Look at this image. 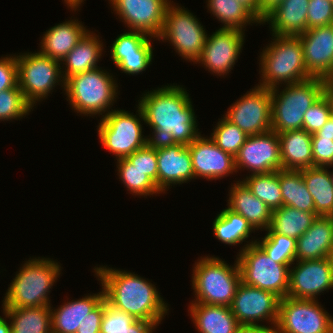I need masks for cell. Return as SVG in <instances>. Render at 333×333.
Masks as SVG:
<instances>
[{
	"instance_id": "obj_1",
	"label": "cell",
	"mask_w": 333,
	"mask_h": 333,
	"mask_svg": "<svg viewBox=\"0 0 333 333\" xmlns=\"http://www.w3.org/2000/svg\"><path fill=\"white\" fill-rule=\"evenodd\" d=\"M141 96L138 106L143 112L144 124L152 132V136L148 135L149 142L188 146L201 134L190 95L182 85H162Z\"/></svg>"
},
{
	"instance_id": "obj_3",
	"label": "cell",
	"mask_w": 333,
	"mask_h": 333,
	"mask_svg": "<svg viewBox=\"0 0 333 333\" xmlns=\"http://www.w3.org/2000/svg\"><path fill=\"white\" fill-rule=\"evenodd\" d=\"M21 265L8 285L2 308L51 307L48 295L62 273L61 264L50 258L34 257Z\"/></svg>"
},
{
	"instance_id": "obj_10",
	"label": "cell",
	"mask_w": 333,
	"mask_h": 333,
	"mask_svg": "<svg viewBox=\"0 0 333 333\" xmlns=\"http://www.w3.org/2000/svg\"><path fill=\"white\" fill-rule=\"evenodd\" d=\"M18 54L15 53L18 86L33 107L37 102L47 99L57 85L64 90L60 61L43 55L39 51Z\"/></svg>"
},
{
	"instance_id": "obj_32",
	"label": "cell",
	"mask_w": 333,
	"mask_h": 333,
	"mask_svg": "<svg viewBox=\"0 0 333 333\" xmlns=\"http://www.w3.org/2000/svg\"><path fill=\"white\" fill-rule=\"evenodd\" d=\"M11 333H52L51 307L2 308Z\"/></svg>"
},
{
	"instance_id": "obj_55",
	"label": "cell",
	"mask_w": 333,
	"mask_h": 333,
	"mask_svg": "<svg viewBox=\"0 0 333 333\" xmlns=\"http://www.w3.org/2000/svg\"><path fill=\"white\" fill-rule=\"evenodd\" d=\"M63 1V0H62ZM85 0H64L65 5H67V8L70 9V11H78L80 10V6Z\"/></svg>"
},
{
	"instance_id": "obj_22",
	"label": "cell",
	"mask_w": 333,
	"mask_h": 333,
	"mask_svg": "<svg viewBox=\"0 0 333 333\" xmlns=\"http://www.w3.org/2000/svg\"><path fill=\"white\" fill-rule=\"evenodd\" d=\"M296 245V261L330 257L333 249V216H320L301 235Z\"/></svg>"
},
{
	"instance_id": "obj_19",
	"label": "cell",
	"mask_w": 333,
	"mask_h": 333,
	"mask_svg": "<svg viewBox=\"0 0 333 333\" xmlns=\"http://www.w3.org/2000/svg\"><path fill=\"white\" fill-rule=\"evenodd\" d=\"M188 148L195 179L216 181L237 173L235 157L221 150L210 137L200 134Z\"/></svg>"
},
{
	"instance_id": "obj_31",
	"label": "cell",
	"mask_w": 333,
	"mask_h": 333,
	"mask_svg": "<svg viewBox=\"0 0 333 333\" xmlns=\"http://www.w3.org/2000/svg\"><path fill=\"white\" fill-rule=\"evenodd\" d=\"M303 180L320 216H333L332 174L329 167H310L301 169Z\"/></svg>"
},
{
	"instance_id": "obj_52",
	"label": "cell",
	"mask_w": 333,
	"mask_h": 333,
	"mask_svg": "<svg viewBox=\"0 0 333 333\" xmlns=\"http://www.w3.org/2000/svg\"><path fill=\"white\" fill-rule=\"evenodd\" d=\"M235 333H276L275 327L266 325H240Z\"/></svg>"
},
{
	"instance_id": "obj_17",
	"label": "cell",
	"mask_w": 333,
	"mask_h": 333,
	"mask_svg": "<svg viewBox=\"0 0 333 333\" xmlns=\"http://www.w3.org/2000/svg\"><path fill=\"white\" fill-rule=\"evenodd\" d=\"M113 12L127 31L143 32L155 39L164 25L165 11L171 0H108Z\"/></svg>"
},
{
	"instance_id": "obj_45",
	"label": "cell",
	"mask_w": 333,
	"mask_h": 333,
	"mask_svg": "<svg viewBox=\"0 0 333 333\" xmlns=\"http://www.w3.org/2000/svg\"><path fill=\"white\" fill-rule=\"evenodd\" d=\"M135 320L132 315L112 307L104 299L100 333H123Z\"/></svg>"
},
{
	"instance_id": "obj_39",
	"label": "cell",
	"mask_w": 333,
	"mask_h": 333,
	"mask_svg": "<svg viewBox=\"0 0 333 333\" xmlns=\"http://www.w3.org/2000/svg\"><path fill=\"white\" fill-rule=\"evenodd\" d=\"M210 138L221 150L235 157L248 135L223 116L213 128Z\"/></svg>"
},
{
	"instance_id": "obj_20",
	"label": "cell",
	"mask_w": 333,
	"mask_h": 333,
	"mask_svg": "<svg viewBox=\"0 0 333 333\" xmlns=\"http://www.w3.org/2000/svg\"><path fill=\"white\" fill-rule=\"evenodd\" d=\"M156 155L157 187L161 193L166 194L173 185L180 186L195 179L188 146L166 142L156 143Z\"/></svg>"
},
{
	"instance_id": "obj_5",
	"label": "cell",
	"mask_w": 333,
	"mask_h": 333,
	"mask_svg": "<svg viewBox=\"0 0 333 333\" xmlns=\"http://www.w3.org/2000/svg\"><path fill=\"white\" fill-rule=\"evenodd\" d=\"M113 77V73L99 67L68 78L64 91L72 110L81 116L105 117L113 110L119 95V86Z\"/></svg>"
},
{
	"instance_id": "obj_56",
	"label": "cell",
	"mask_w": 333,
	"mask_h": 333,
	"mask_svg": "<svg viewBox=\"0 0 333 333\" xmlns=\"http://www.w3.org/2000/svg\"><path fill=\"white\" fill-rule=\"evenodd\" d=\"M3 316L5 318L0 316V333H11L10 321L6 315L3 314Z\"/></svg>"
},
{
	"instance_id": "obj_58",
	"label": "cell",
	"mask_w": 333,
	"mask_h": 333,
	"mask_svg": "<svg viewBox=\"0 0 333 333\" xmlns=\"http://www.w3.org/2000/svg\"><path fill=\"white\" fill-rule=\"evenodd\" d=\"M330 259L332 261V266H333V249H332V252H331V255H330Z\"/></svg>"
},
{
	"instance_id": "obj_34",
	"label": "cell",
	"mask_w": 333,
	"mask_h": 333,
	"mask_svg": "<svg viewBox=\"0 0 333 333\" xmlns=\"http://www.w3.org/2000/svg\"><path fill=\"white\" fill-rule=\"evenodd\" d=\"M279 184L283 205L302 211L315 212L312 195L306 187L301 170H279Z\"/></svg>"
},
{
	"instance_id": "obj_13",
	"label": "cell",
	"mask_w": 333,
	"mask_h": 333,
	"mask_svg": "<svg viewBox=\"0 0 333 333\" xmlns=\"http://www.w3.org/2000/svg\"><path fill=\"white\" fill-rule=\"evenodd\" d=\"M271 89L255 85L230 105L224 117L248 136L271 130Z\"/></svg>"
},
{
	"instance_id": "obj_46",
	"label": "cell",
	"mask_w": 333,
	"mask_h": 333,
	"mask_svg": "<svg viewBox=\"0 0 333 333\" xmlns=\"http://www.w3.org/2000/svg\"><path fill=\"white\" fill-rule=\"evenodd\" d=\"M333 24V2L329 0H309L307 30Z\"/></svg>"
},
{
	"instance_id": "obj_35",
	"label": "cell",
	"mask_w": 333,
	"mask_h": 333,
	"mask_svg": "<svg viewBox=\"0 0 333 333\" xmlns=\"http://www.w3.org/2000/svg\"><path fill=\"white\" fill-rule=\"evenodd\" d=\"M206 2L211 16L213 15L222 23L223 26L220 28L239 29L245 32L248 25H261L237 0H207Z\"/></svg>"
},
{
	"instance_id": "obj_48",
	"label": "cell",
	"mask_w": 333,
	"mask_h": 333,
	"mask_svg": "<svg viewBox=\"0 0 333 333\" xmlns=\"http://www.w3.org/2000/svg\"><path fill=\"white\" fill-rule=\"evenodd\" d=\"M18 84L17 61L15 54L0 58V92Z\"/></svg>"
},
{
	"instance_id": "obj_59",
	"label": "cell",
	"mask_w": 333,
	"mask_h": 333,
	"mask_svg": "<svg viewBox=\"0 0 333 333\" xmlns=\"http://www.w3.org/2000/svg\"><path fill=\"white\" fill-rule=\"evenodd\" d=\"M331 117L333 118V105H332V108H331Z\"/></svg>"
},
{
	"instance_id": "obj_49",
	"label": "cell",
	"mask_w": 333,
	"mask_h": 333,
	"mask_svg": "<svg viewBox=\"0 0 333 333\" xmlns=\"http://www.w3.org/2000/svg\"><path fill=\"white\" fill-rule=\"evenodd\" d=\"M104 314V300L94 308L82 325H79L76 333H100L101 320Z\"/></svg>"
},
{
	"instance_id": "obj_26",
	"label": "cell",
	"mask_w": 333,
	"mask_h": 333,
	"mask_svg": "<svg viewBox=\"0 0 333 333\" xmlns=\"http://www.w3.org/2000/svg\"><path fill=\"white\" fill-rule=\"evenodd\" d=\"M308 6L309 0H284L262 24H269L271 34L299 37L307 30Z\"/></svg>"
},
{
	"instance_id": "obj_29",
	"label": "cell",
	"mask_w": 333,
	"mask_h": 333,
	"mask_svg": "<svg viewBox=\"0 0 333 333\" xmlns=\"http://www.w3.org/2000/svg\"><path fill=\"white\" fill-rule=\"evenodd\" d=\"M282 169L313 167L312 134L304 129L278 133Z\"/></svg>"
},
{
	"instance_id": "obj_28",
	"label": "cell",
	"mask_w": 333,
	"mask_h": 333,
	"mask_svg": "<svg viewBox=\"0 0 333 333\" xmlns=\"http://www.w3.org/2000/svg\"><path fill=\"white\" fill-rule=\"evenodd\" d=\"M188 312L199 333H235L240 327L227 306L191 302Z\"/></svg>"
},
{
	"instance_id": "obj_6",
	"label": "cell",
	"mask_w": 333,
	"mask_h": 333,
	"mask_svg": "<svg viewBox=\"0 0 333 333\" xmlns=\"http://www.w3.org/2000/svg\"><path fill=\"white\" fill-rule=\"evenodd\" d=\"M192 272L194 297L190 302L230 307L241 282L240 267L236 260L231 266L218 256H201Z\"/></svg>"
},
{
	"instance_id": "obj_40",
	"label": "cell",
	"mask_w": 333,
	"mask_h": 333,
	"mask_svg": "<svg viewBox=\"0 0 333 333\" xmlns=\"http://www.w3.org/2000/svg\"><path fill=\"white\" fill-rule=\"evenodd\" d=\"M33 109L18 84L0 92V121L21 120Z\"/></svg>"
},
{
	"instance_id": "obj_21",
	"label": "cell",
	"mask_w": 333,
	"mask_h": 333,
	"mask_svg": "<svg viewBox=\"0 0 333 333\" xmlns=\"http://www.w3.org/2000/svg\"><path fill=\"white\" fill-rule=\"evenodd\" d=\"M299 38L308 74L324 80L332 77L333 24L308 29Z\"/></svg>"
},
{
	"instance_id": "obj_14",
	"label": "cell",
	"mask_w": 333,
	"mask_h": 333,
	"mask_svg": "<svg viewBox=\"0 0 333 333\" xmlns=\"http://www.w3.org/2000/svg\"><path fill=\"white\" fill-rule=\"evenodd\" d=\"M279 303L280 298L274 293L247 285L241 281L236 289L230 309L240 325H262V322L267 321V326L275 327Z\"/></svg>"
},
{
	"instance_id": "obj_50",
	"label": "cell",
	"mask_w": 333,
	"mask_h": 333,
	"mask_svg": "<svg viewBox=\"0 0 333 333\" xmlns=\"http://www.w3.org/2000/svg\"><path fill=\"white\" fill-rule=\"evenodd\" d=\"M156 327L153 322L136 319L123 333H153Z\"/></svg>"
},
{
	"instance_id": "obj_9",
	"label": "cell",
	"mask_w": 333,
	"mask_h": 333,
	"mask_svg": "<svg viewBox=\"0 0 333 333\" xmlns=\"http://www.w3.org/2000/svg\"><path fill=\"white\" fill-rule=\"evenodd\" d=\"M205 29L196 15L171 1L166 8L163 29L157 41L169 42L182 59L195 64L207 39Z\"/></svg>"
},
{
	"instance_id": "obj_27",
	"label": "cell",
	"mask_w": 333,
	"mask_h": 333,
	"mask_svg": "<svg viewBox=\"0 0 333 333\" xmlns=\"http://www.w3.org/2000/svg\"><path fill=\"white\" fill-rule=\"evenodd\" d=\"M99 35L89 31L77 43V45L61 61V73L64 82L77 74L87 72L96 68L101 60L104 44Z\"/></svg>"
},
{
	"instance_id": "obj_8",
	"label": "cell",
	"mask_w": 333,
	"mask_h": 333,
	"mask_svg": "<svg viewBox=\"0 0 333 333\" xmlns=\"http://www.w3.org/2000/svg\"><path fill=\"white\" fill-rule=\"evenodd\" d=\"M136 108L138 109L135 115L133 112L116 108L100 118L97 125L99 141L116 157L115 160L126 158L149 142L148 136H144L142 131L143 112L138 105Z\"/></svg>"
},
{
	"instance_id": "obj_53",
	"label": "cell",
	"mask_w": 333,
	"mask_h": 333,
	"mask_svg": "<svg viewBox=\"0 0 333 333\" xmlns=\"http://www.w3.org/2000/svg\"><path fill=\"white\" fill-rule=\"evenodd\" d=\"M243 7H245L259 22L260 11L258 0H237Z\"/></svg>"
},
{
	"instance_id": "obj_18",
	"label": "cell",
	"mask_w": 333,
	"mask_h": 333,
	"mask_svg": "<svg viewBox=\"0 0 333 333\" xmlns=\"http://www.w3.org/2000/svg\"><path fill=\"white\" fill-rule=\"evenodd\" d=\"M237 172L247 170L252 174H267L282 169L278 133L250 135L235 156Z\"/></svg>"
},
{
	"instance_id": "obj_33",
	"label": "cell",
	"mask_w": 333,
	"mask_h": 333,
	"mask_svg": "<svg viewBox=\"0 0 333 333\" xmlns=\"http://www.w3.org/2000/svg\"><path fill=\"white\" fill-rule=\"evenodd\" d=\"M317 216L315 212L282 205L272 211L271 222L266 232H275L297 240L311 227Z\"/></svg>"
},
{
	"instance_id": "obj_41",
	"label": "cell",
	"mask_w": 333,
	"mask_h": 333,
	"mask_svg": "<svg viewBox=\"0 0 333 333\" xmlns=\"http://www.w3.org/2000/svg\"><path fill=\"white\" fill-rule=\"evenodd\" d=\"M153 37L139 31H124L117 36L110 47L111 59L116 65L125 55L138 54V51Z\"/></svg>"
},
{
	"instance_id": "obj_23",
	"label": "cell",
	"mask_w": 333,
	"mask_h": 333,
	"mask_svg": "<svg viewBox=\"0 0 333 333\" xmlns=\"http://www.w3.org/2000/svg\"><path fill=\"white\" fill-rule=\"evenodd\" d=\"M234 182L228 192V208L242 215L256 231H266L271 222L272 211L252 194L243 181L239 179Z\"/></svg>"
},
{
	"instance_id": "obj_37",
	"label": "cell",
	"mask_w": 333,
	"mask_h": 333,
	"mask_svg": "<svg viewBox=\"0 0 333 333\" xmlns=\"http://www.w3.org/2000/svg\"><path fill=\"white\" fill-rule=\"evenodd\" d=\"M116 163L117 175L130 194L145 198L162 194L145 172L134 167L126 158H119Z\"/></svg>"
},
{
	"instance_id": "obj_43",
	"label": "cell",
	"mask_w": 333,
	"mask_h": 333,
	"mask_svg": "<svg viewBox=\"0 0 333 333\" xmlns=\"http://www.w3.org/2000/svg\"><path fill=\"white\" fill-rule=\"evenodd\" d=\"M150 39L139 51L138 54L125 55L115 66L118 70L128 75L142 74L143 71L152 64L153 60V43Z\"/></svg>"
},
{
	"instance_id": "obj_7",
	"label": "cell",
	"mask_w": 333,
	"mask_h": 333,
	"mask_svg": "<svg viewBox=\"0 0 333 333\" xmlns=\"http://www.w3.org/2000/svg\"><path fill=\"white\" fill-rule=\"evenodd\" d=\"M281 90V91H280ZM326 92L325 80L305 81L271 89V130L283 133L303 129L305 112Z\"/></svg>"
},
{
	"instance_id": "obj_4",
	"label": "cell",
	"mask_w": 333,
	"mask_h": 333,
	"mask_svg": "<svg viewBox=\"0 0 333 333\" xmlns=\"http://www.w3.org/2000/svg\"><path fill=\"white\" fill-rule=\"evenodd\" d=\"M271 36V43L258 56L260 82L256 85L272 89L312 78L306 70L300 38L276 34Z\"/></svg>"
},
{
	"instance_id": "obj_42",
	"label": "cell",
	"mask_w": 333,
	"mask_h": 333,
	"mask_svg": "<svg viewBox=\"0 0 333 333\" xmlns=\"http://www.w3.org/2000/svg\"><path fill=\"white\" fill-rule=\"evenodd\" d=\"M333 102L325 92L306 112L303 120V129L310 134L316 133L331 118Z\"/></svg>"
},
{
	"instance_id": "obj_57",
	"label": "cell",
	"mask_w": 333,
	"mask_h": 333,
	"mask_svg": "<svg viewBox=\"0 0 333 333\" xmlns=\"http://www.w3.org/2000/svg\"><path fill=\"white\" fill-rule=\"evenodd\" d=\"M325 84H326V92L329 94L333 102V77L326 79Z\"/></svg>"
},
{
	"instance_id": "obj_16",
	"label": "cell",
	"mask_w": 333,
	"mask_h": 333,
	"mask_svg": "<svg viewBox=\"0 0 333 333\" xmlns=\"http://www.w3.org/2000/svg\"><path fill=\"white\" fill-rule=\"evenodd\" d=\"M295 262L289 269L287 297L318 300L320 293L333 289V266L330 257Z\"/></svg>"
},
{
	"instance_id": "obj_47",
	"label": "cell",
	"mask_w": 333,
	"mask_h": 333,
	"mask_svg": "<svg viewBox=\"0 0 333 333\" xmlns=\"http://www.w3.org/2000/svg\"><path fill=\"white\" fill-rule=\"evenodd\" d=\"M313 166L333 167V140L327 137H312Z\"/></svg>"
},
{
	"instance_id": "obj_38",
	"label": "cell",
	"mask_w": 333,
	"mask_h": 333,
	"mask_svg": "<svg viewBox=\"0 0 333 333\" xmlns=\"http://www.w3.org/2000/svg\"><path fill=\"white\" fill-rule=\"evenodd\" d=\"M260 240L256 238V244L274 262L280 264H293L296 261L295 238L287 237L275 232H266Z\"/></svg>"
},
{
	"instance_id": "obj_54",
	"label": "cell",
	"mask_w": 333,
	"mask_h": 333,
	"mask_svg": "<svg viewBox=\"0 0 333 333\" xmlns=\"http://www.w3.org/2000/svg\"><path fill=\"white\" fill-rule=\"evenodd\" d=\"M312 137H327L333 140V118L331 117L320 130L312 134Z\"/></svg>"
},
{
	"instance_id": "obj_60",
	"label": "cell",
	"mask_w": 333,
	"mask_h": 333,
	"mask_svg": "<svg viewBox=\"0 0 333 333\" xmlns=\"http://www.w3.org/2000/svg\"><path fill=\"white\" fill-rule=\"evenodd\" d=\"M331 174H332V183L331 184H333V171H331Z\"/></svg>"
},
{
	"instance_id": "obj_12",
	"label": "cell",
	"mask_w": 333,
	"mask_h": 333,
	"mask_svg": "<svg viewBox=\"0 0 333 333\" xmlns=\"http://www.w3.org/2000/svg\"><path fill=\"white\" fill-rule=\"evenodd\" d=\"M280 299L276 333H333V317L318 302Z\"/></svg>"
},
{
	"instance_id": "obj_36",
	"label": "cell",
	"mask_w": 333,
	"mask_h": 333,
	"mask_svg": "<svg viewBox=\"0 0 333 333\" xmlns=\"http://www.w3.org/2000/svg\"><path fill=\"white\" fill-rule=\"evenodd\" d=\"M248 175L241 180L251 190L252 194L263 201L271 211L283 205L279 184V171Z\"/></svg>"
},
{
	"instance_id": "obj_30",
	"label": "cell",
	"mask_w": 333,
	"mask_h": 333,
	"mask_svg": "<svg viewBox=\"0 0 333 333\" xmlns=\"http://www.w3.org/2000/svg\"><path fill=\"white\" fill-rule=\"evenodd\" d=\"M212 228L215 238L225 245L235 246L247 242L239 249V253L249 245L256 243V239L253 240V237L252 240L246 241L252 232L255 233V229L242 215L233 212L228 207L217 214Z\"/></svg>"
},
{
	"instance_id": "obj_24",
	"label": "cell",
	"mask_w": 333,
	"mask_h": 333,
	"mask_svg": "<svg viewBox=\"0 0 333 333\" xmlns=\"http://www.w3.org/2000/svg\"><path fill=\"white\" fill-rule=\"evenodd\" d=\"M72 18L71 16L70 20L56 24L44 32L39 44L41 49L38 50L41 54L61 62L77 45L89 30L82 21Z\"/></svg>"
},
{
	"instance_id": "obj_51",
	"label": "cell",
	"mask_w": 333,
	"mask_h": 333,
	"mask_svg": "<svg viewBox=\"0 0 333 333\" xmlns=\"http://www.w3.org/2000/svg\"><path fill=\"white\" fill-rule=\"evenodd\" d=\"M260 11V23L262 25L265 17L280 5L284 0H258Z\"/></svg>"
},
{
	"instance_id": "obj_25",
	"label": "cell",
	"mask_w": 333,
	"mask_h": 333,
	"mask_svg": "<svg viewBox=\"0 0 333 333\" xmlns=\"http://www.w3.org/2000/svg\"><path fill=\"white\" fill-rule=\"evenodd\" d=\"M98 293L65 301L56 309L51 307L52 333H76L79 325L86 320L88 313L104 300L103 288Z\"/></svg>"
},
{
	"instance_id": "obj_15",
	"label": "cell",
	"mask_w": 333,
	"mask_h": 333,
	"mask_svg": "<svg viewBox=\"0 0 333 333\" xmlns=\"http://www.w3.org/2000/svg\"><path fill=\"white\" fill-rule=\"evenodd\" d=\"M245 32L239 29L219 28L207 35L200 58L195 64L223 78L233 70L245 42Z\"/></svg>"
},
{
	"instance_id": "obj_11",
	"label": "cell",
	"mask_w": 333,
	"mask_h": 333,
	"mask_svg": "<svg viewBox=\"0 0 333 333\" xmlns=\"http://www.w3.org/2000/svg\"><path fill=\"white\" fill-rule=\"evenodd\" d=\"M236 258L243 283L272 292L280 299L287 296L292 264L274 262L256 243L243 249Z\"/></svg>"
},
{
	"instance_id": "obj_2",
	"label": "cell",
	"mask_w": 333,
	"mask_h": 333,
	"mask_svg": "<svg viewBox=\"0 0 333 333\" xmlns=\"http://www.w3.org/2000/svg\"><path fill=\"white\" fill-rule=\"evenodd\" d=\"M93 270L103 288L104 299L112 307L157 326L169 315L168 303L148 279L107 265H97Z\"/></svg>"
},
{
	"instance_id": "obj_44",
	"label": "cell",
	"mask_w": 333,
	"mask_h": 333,
	"mask_svg": "<svg viewBox=\"0 0 333 333\" xmlns=\"http://www.w3.org/2000/svg\"><path fill=\"white\" fill-rule=\"evenodd\" d=\"M126 159L136 168L145 172V174L156 184L157 186V155H156V143L148 142L144 147L139 148L131 155H128Z\"/></svg>"
}]
</instances>
